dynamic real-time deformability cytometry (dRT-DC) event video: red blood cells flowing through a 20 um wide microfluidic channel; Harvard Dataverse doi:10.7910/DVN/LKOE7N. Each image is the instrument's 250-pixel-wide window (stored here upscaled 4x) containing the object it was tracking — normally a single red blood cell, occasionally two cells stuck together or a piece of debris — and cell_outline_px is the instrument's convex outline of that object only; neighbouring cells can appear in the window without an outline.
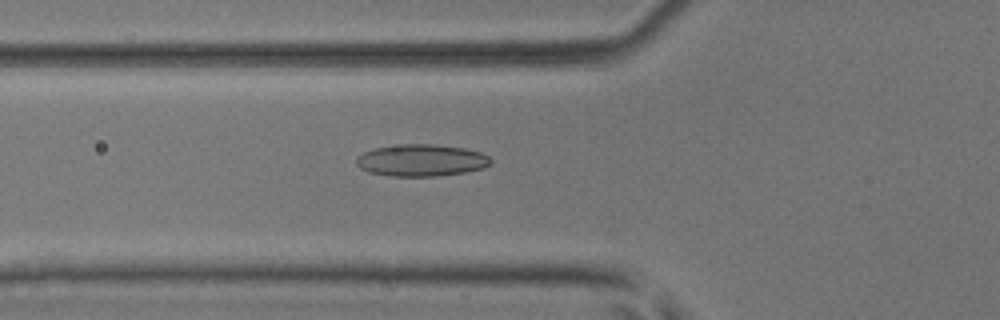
{"species": "common noctule bat (a hibernating species)", "species_latin": "Nyctalus noctula", "temperature_condition": "room temperature", "stored_images_in_passage": 33, "camera_frame_rate_fps": 3000, "um_per_image_px": 0.085, "animal": {"sex": "male", "body_mass_g": 17.9, "forearm_length_mm": 54.2}, "frame": {"image": 1, "passage_image": 6, "time_ms": 1.667, "image_size_px": [1000, 320], "cell_outline_px": [[492, 164], [484, 168], [464, 172], [436, 176], [392, 176], [368, 172], [360, 168], [356, 164], [356, 156], [364, 152], [376, 148], [400, 144], [436, 144], [464, 148], [480, 152], [488, 156], [492, 160]], "centroid_in_image_um": [35.82, 13.62], "position_along_channel_um": 90.0, "area_um2": 25.09}}
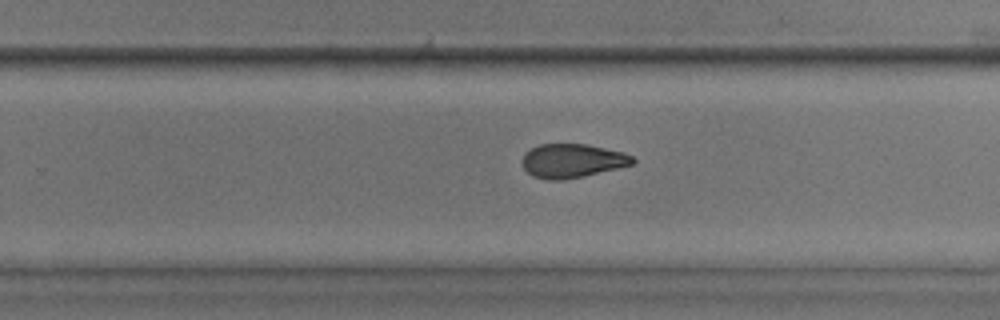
{"frame": {"image": 2, "passage_image": 20, "time_ms": 6.333, "image_size_px": [1000, 320], "cell_outline_px": [[636, 160], [632, 164], [616, 168], [564, 180], [548, 180], [532, 176], [524, 168], [520, 160], [524, 152], [540, 144], [584, 144], [624, 152], [632, 156]], "centroid_in_image_um": [48.58, 13.66], "position_along_channel_um": 281.2, "area_um2": 21.68}}
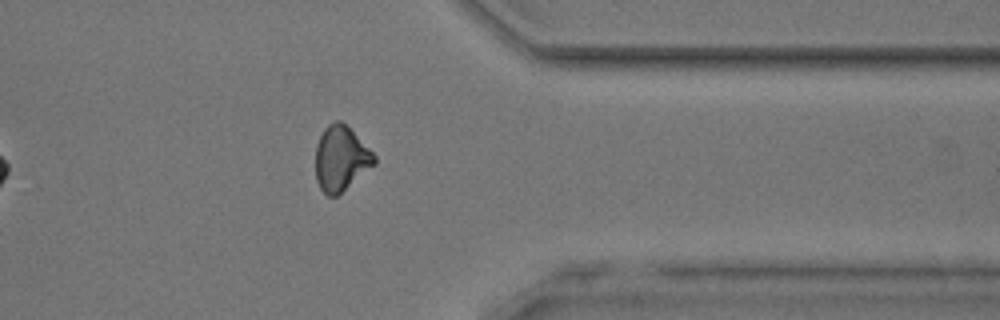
{"frame": {"image": 3, "passage_image": 28, "time_ms": 9.0, "image_size_px": [1000, 320], "cell_outline_px": [[376, 164], [336, 196], [328, 196], [320, 188], [316, 180], [316, 144], [324, 128], [328, 124], [336, 120], [340, 120], [376, 156]], "centroid_in_image_um": [28.96, 13.48], "position_along_channel_um": 382.4, "area_um2": 21.85}, "authors_computed_cell_mechanics": {"area_um2": 22.6576, "velocity_mm_per_s": 4.1031, "shape_relaxation_time_tau1_ms": 10.8234, "shape_relaxation_time_tau2_ms": 2.8399, "deformation_change_tau1": 0.2084, "deformation_change_tau2": 0.1003}}